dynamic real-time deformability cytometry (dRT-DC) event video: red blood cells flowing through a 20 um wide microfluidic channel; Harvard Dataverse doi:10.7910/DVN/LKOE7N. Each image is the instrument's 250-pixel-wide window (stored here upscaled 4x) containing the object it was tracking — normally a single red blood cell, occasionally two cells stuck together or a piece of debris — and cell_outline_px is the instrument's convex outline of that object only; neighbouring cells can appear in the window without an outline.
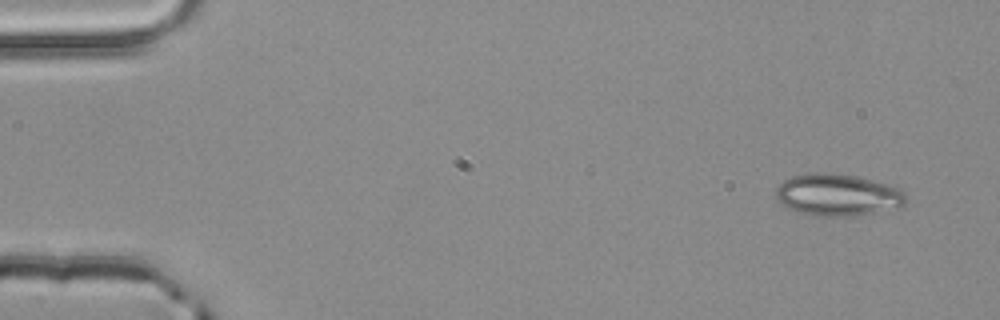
{"species": "common noctule bat (a hibernating species)", "species_latin": "Nyctalus noctula", "temperature_condition": "room temperature", "stored_images_in_passage": 4, "camera_frame_rate_fps": 3000, "um_per_image_px": 0.085, "animal": {"sex": "male", "body_mass_g": 20.4}, "frame": {"image": 1, "passage_image": 1, "time_ms": 0.0, "image_size_px": [1000, 320], "cell_outline_px": [[908, 200], [904, 204], [872, 212], [852, 216], [816, 216], [796, 212], [788, 208], [776, 200], [776, 188], [784, 180], [792, 176], [812, 172], [828, 172], [856, 176], [888, 184], [900, 188], [904, 192]], "centroid_in_image_um": [71.15, 16.55], "position_along_channel_um": 13.9, "area_um2": 31.73}}